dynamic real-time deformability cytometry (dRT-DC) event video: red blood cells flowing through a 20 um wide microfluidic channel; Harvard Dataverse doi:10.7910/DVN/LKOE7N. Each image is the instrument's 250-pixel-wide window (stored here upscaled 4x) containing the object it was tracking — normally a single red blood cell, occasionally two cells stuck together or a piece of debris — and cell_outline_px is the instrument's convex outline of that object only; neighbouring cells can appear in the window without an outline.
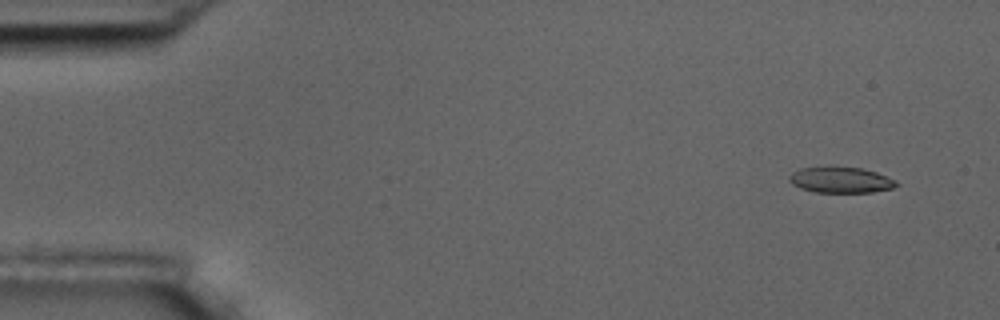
{"species": "common noctule bat (a hibernating species)", "species_latin": "Nyctalus noctula", "temperature_condition": "room temperature", "stored_images_in_passage": 7, "camera_frame_rate_fps": 3000, "um_per_image_px": 0.085, "animal": {"sex": "male", "body_mass_g": 17.5, "forearm_length_mm": 52.3}, "frame": {"image": 1, "passage_image": 1, "time_ms": 0.0, "image_size_px": [1000, 320], "cell_outline_px": [[900, 184], [892, 188], [872, 192], [816, 192], [800, 188], [792, 184], [788, 180], [788, 176], [792, 172], [800, 168], [828, 164], [860, 168], [876, 172], [896, 180]], "centroid_in_image_um": [71.41, 15.25], "position_along_channel_um": 13.6, "area_um2": 16.7}}